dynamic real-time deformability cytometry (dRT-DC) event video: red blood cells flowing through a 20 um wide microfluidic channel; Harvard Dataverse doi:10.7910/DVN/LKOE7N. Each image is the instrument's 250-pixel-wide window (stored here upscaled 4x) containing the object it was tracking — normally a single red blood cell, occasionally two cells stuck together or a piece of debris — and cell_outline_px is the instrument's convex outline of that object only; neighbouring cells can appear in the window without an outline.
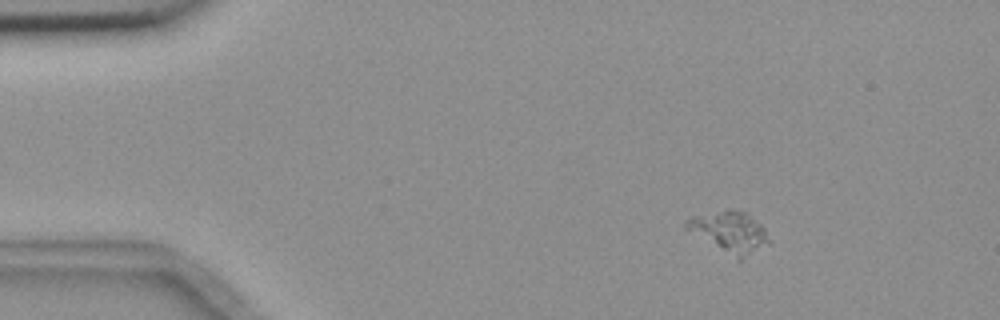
{"species": "common noctule bat (a hibernating species)", "species_latin": "Nyctalus noctula", "temperature_condition": "room temperature", "stored_images_in_passage": 6, "camera_frame_rate_fps": 3000, "um_per_image_px": 0.085, "animal": {"sex": "female", "body_mass_g": 18.4}, "frame": {"image": 1, "passage_image": 2, "time_ms": 1.0, "image_size_px": [1000, 320], "cell_outline_px": [[768, 240], [740, 260], [684, 228], [684, 220], [688, 216], [724, 212], [748, 212], [764, 228]], "centroid_in_image_um": [61.94, 19.69], "position_along_channel_um": 23.1, "area_um2": 18.38}}
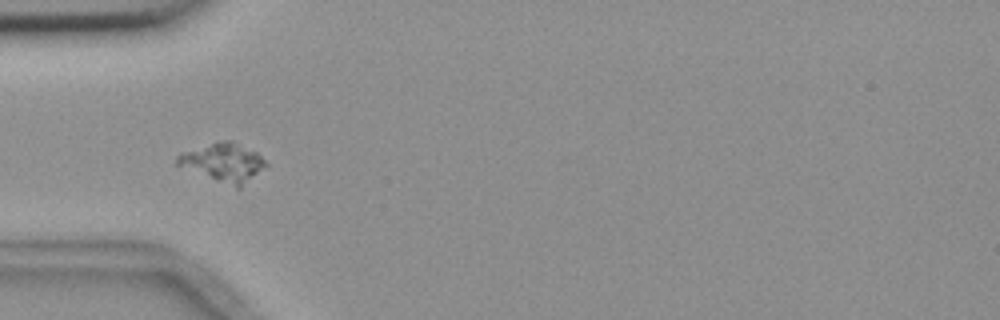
{"frame": {"image": 2, "passage_image": 5, "time_ms": 4.333, "image_size_px": [1000, 320], "cell_outline_px": [[268, 164], [240, 188], [236, 188], [176, 164], [176, 156], [180, 152], [224, 140], [232, 140], [256, 152]], "centroid_in_image_um": [18.98, 13.79], "position_along_channel_um": 66.0, "area_um2": 19.36}}